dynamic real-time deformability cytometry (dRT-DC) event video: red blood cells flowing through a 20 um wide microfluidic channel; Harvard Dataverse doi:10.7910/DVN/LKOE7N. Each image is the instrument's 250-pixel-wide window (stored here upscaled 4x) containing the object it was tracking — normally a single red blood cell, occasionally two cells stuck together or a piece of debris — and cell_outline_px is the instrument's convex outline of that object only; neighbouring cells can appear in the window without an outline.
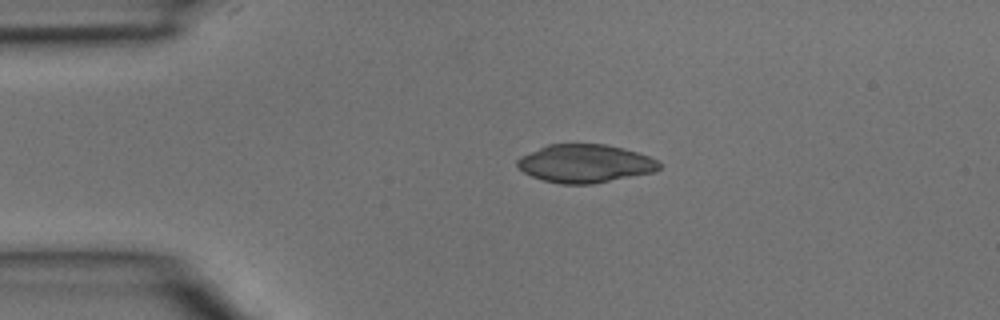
{"species": "common noctule bat (a hibernating species)", "species_latin": "Nyctalus noctula", "temperature_condition": "room temperature", "stored_images_in_passage": 3, "camera_frame_rate_fps": 3000, "um_per_image_px": 0.085, "animal": {"sex": "male", "body_mass_g": 15.6}, "frame": {"image": 1, "passage_image": 1, "time_ms": 0.0, "image_size_px": [1000, 320], "cell_outline_px": [[660, 168], [656, 172], [592, 184], [560, 184], [544, 180], [532, 176], [524, 172], [516, 164], [516, 160], [520, 156], [548, 144], [604, 144], [624, 148], [648, 156], [656, 160], [660, 164]], "centroid_in_image_um": [49.73, 13.9], "position_along_channel_um": 35.3, "area_um2": 31.56}}